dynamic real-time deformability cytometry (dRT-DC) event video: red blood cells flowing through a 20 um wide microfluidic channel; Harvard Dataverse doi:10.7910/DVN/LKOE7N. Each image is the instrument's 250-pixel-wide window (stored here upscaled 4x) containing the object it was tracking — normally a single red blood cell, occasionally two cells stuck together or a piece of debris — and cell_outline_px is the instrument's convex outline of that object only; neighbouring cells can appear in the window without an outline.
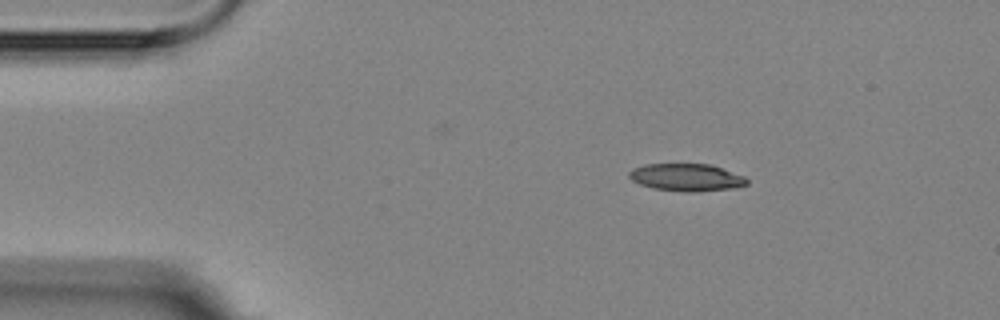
{"species": "Egyptian fruit bat (a non-hibernating species)", "species_latin": "Rousettus aegyptiacus", "temperature_condition": "room temperature", "stored_images_in_passage": 4, "camera_frame_rate_fps": 3000, "um_per_image_px": 0.085, "animal": {"sex": "female"}, "frame": {"image": 1, "passage_image": 2, "time_ms": 1.333, "image_size_px": [1000, 320], "cell_outline_px": [[748, 184], [736, 188], [696, 192], [684, 192], [652, 188], [640, 184], [632, 180], [628, 176], [628, 172], [632, 168], [644, 164], [708, 164], [744, 176], [748, 180]], "centroid_in_image_um": [58.33, 15.09], "position_along_channel_um": 26.7, "area_um2": 18.9}}